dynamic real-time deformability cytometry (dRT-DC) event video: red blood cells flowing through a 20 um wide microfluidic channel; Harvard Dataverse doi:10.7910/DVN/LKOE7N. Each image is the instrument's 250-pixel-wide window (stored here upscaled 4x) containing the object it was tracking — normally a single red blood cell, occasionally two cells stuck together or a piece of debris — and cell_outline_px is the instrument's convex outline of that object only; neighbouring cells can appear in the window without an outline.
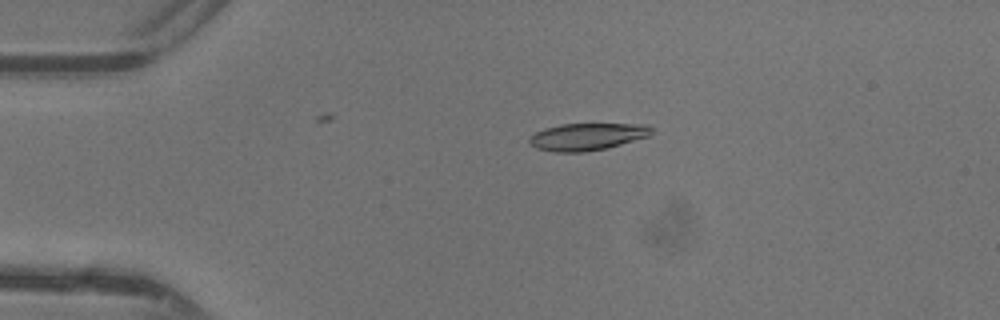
{"species": "common noctule bat (a hibernating species)", "species_latin": "Nyctalus noctula", "temperature_condition": "warm", "stored_images_in_passage": 7, "camera_frame_rate_fps": 3000, "um_per_image_px": 0.085, "animal": {"sex": "female"}, "frame": {"image": 1, "passage_image": 3, "time_ms": 0.667, "image_size_px": [1000, 320], "cell_outline_px": [[652, 132], [648, 136], [608, 148], [584, 152], [552, 152], [536, 148], [528, 144], [528, 140], [536, 132], [544, 128], [560, 124], [648, 124], [652, 128]], "centroid_in_image_um": [49.88, 11.62], "position_along_channel_um": 35.1, "area_um2": 19.42}}